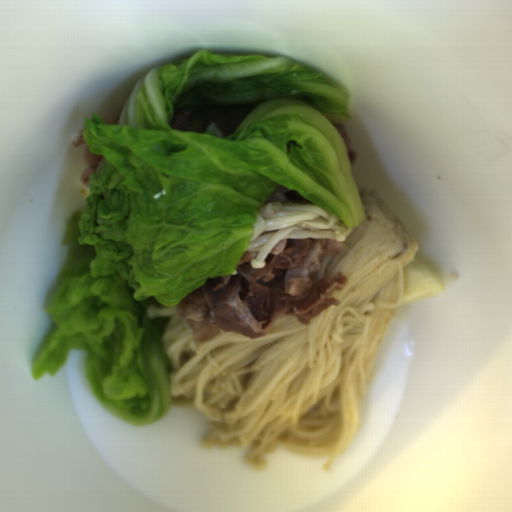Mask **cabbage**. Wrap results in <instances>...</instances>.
I'll return each instance as SVG.
<instances>
[{
    "mask_svg": "<svg viewBox=\"0 0 512 512\" xmlns=\"http://www.w3.org/2000/svg\"><path fill=\"white\" fill-rule=\"evenodd\" d=\"M189 111L202 131L170 129ZM225 117L233 133L208 130ZM349 95L281 56L199 49L155 66L127 96L118 124L92 113L82 136L104 161L84 210L65 230V262L46 313L53 329L33 361L52 377L69 351L85 353L86 379L115 417L143 426L171 407L167 318L207 280L236 274L259 209L278 187L355 228L366 216L347 144Z\"/></svg>",
    "mask_w": 512,
    "mask_h": 512,
    "instance_id": "obj_1",
    "label": "cabbage"
}]
</instances>
